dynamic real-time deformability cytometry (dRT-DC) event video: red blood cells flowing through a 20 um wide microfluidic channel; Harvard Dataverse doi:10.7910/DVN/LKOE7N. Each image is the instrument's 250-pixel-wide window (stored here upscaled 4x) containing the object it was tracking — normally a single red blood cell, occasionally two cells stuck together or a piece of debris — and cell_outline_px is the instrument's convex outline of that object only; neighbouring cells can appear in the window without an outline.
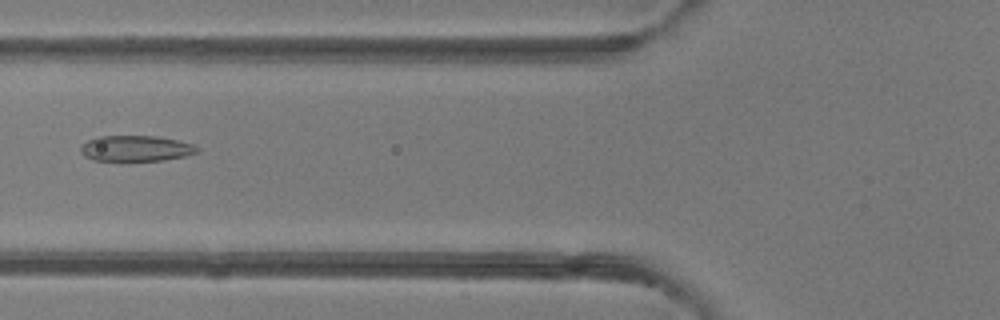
{"species": "common noctule bat (a hibernating species)", "species_latin": "Nyctalus noctula", "temperature_condition": "room temperature", "stored_images_in_passage": 5, "camera_frame_rate_fps": 3000, "um_per_image_px": 0.085, "animal": {"sex": "female"}, "frame": {"image": 1, "passage_image": 5, "time_ms": 5.333, "image_size_px": [1000, 320], "cell_outline_px": [[200, 152], [184, 156], [164, 160], [92, 160], [84, 156], [80, 152], [80, 144], [96, 136], [156, 136], [176, 140], [192, 144], [200, 148]], "centroid_in_image_um": [11.52, 12.61], "position_along_channel_um": 114.3, "area_um2": 17.51}}